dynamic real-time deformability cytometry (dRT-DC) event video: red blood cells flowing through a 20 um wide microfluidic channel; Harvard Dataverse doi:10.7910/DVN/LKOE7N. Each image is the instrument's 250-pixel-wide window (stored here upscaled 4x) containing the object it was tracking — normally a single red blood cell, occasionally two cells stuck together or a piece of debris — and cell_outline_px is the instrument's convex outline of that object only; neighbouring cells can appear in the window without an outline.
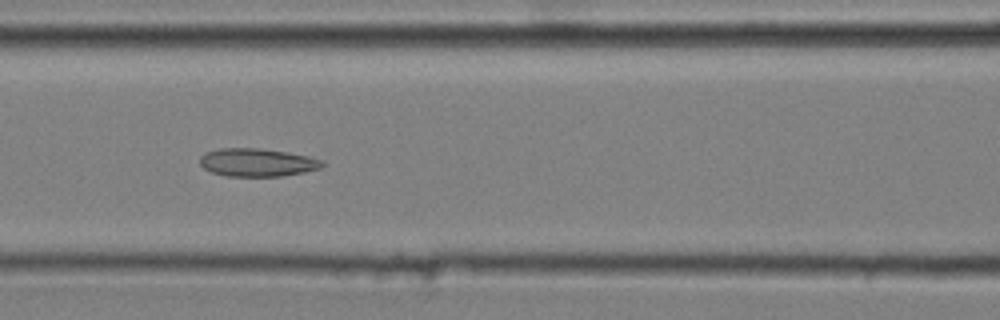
{"species": "common noctule bat (a hibernating species)", "species_latin": "Nyctalus noctula", "temperature_condition": "cold", "stored_images_in_passage": 9, "camera_frame_rate_fps": 3000, "um_per_image_px": 0.085, "animal": {"sex": "male", "body_mass_g": 20.4}, "frame": {"image": 1, "passage_image": 7, "time_ms": 2.0, "image_size_px": [1000, 320], "cell_outline_px": [[324, 164], [320, 168], [304, 172], [280, 176], [224, 176], [212, 172], [204, 168], [200, 164], [200, 156], [208, 152], [220, 148], [256, 148], [288, 152], [308, 156], [324, 160]], "centroid_in_image_um": [21.87, 13.81], "position_along_channel_um": 144.7, "area_um2": 19.94}}
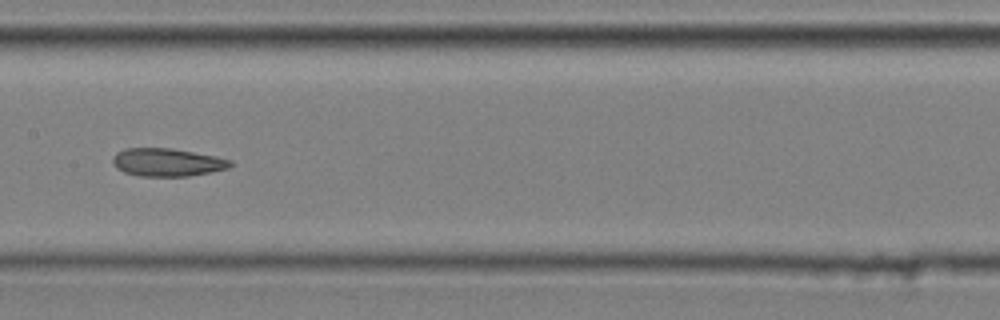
{"frame": {"image": 2, "passage_image": 8, "time_ms": 2.333, "image_size_px": [1000, 320], "cell_outline_px": [[232, 164], [228, 168], [188, 176], [140, 176], [124, 172], [116, 168], [112, 164], [112, 156], [116, 152], [124, 148], [172, 148], [216, 156], [232, 160]], "centroid_in_image_um": [14.16, 13.78], "position_along_channel_um": 193.2, "area_um2": 19.25}}
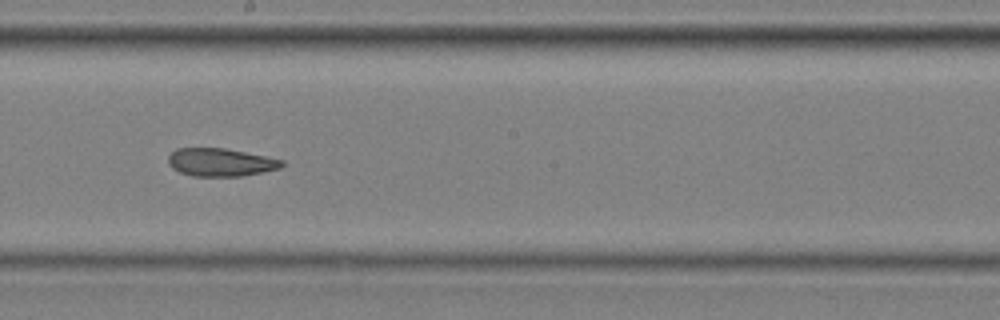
{"frame": {"image": 3, "passage_image": 9, "time_ms": 2.667, "image_size_px": [1000, 320], "cell_outline_px": [[284, 164], [280, 168], [244, 176], [192, 176], [180, 172], [172, 168], [168, 164], [168, 156], [176, 148], [224, 148], [284, 160]], "centroid_in_image_um": [18.73, 13.8], "position_along_channel_um": 229.5, "area_um2": 18.5}}